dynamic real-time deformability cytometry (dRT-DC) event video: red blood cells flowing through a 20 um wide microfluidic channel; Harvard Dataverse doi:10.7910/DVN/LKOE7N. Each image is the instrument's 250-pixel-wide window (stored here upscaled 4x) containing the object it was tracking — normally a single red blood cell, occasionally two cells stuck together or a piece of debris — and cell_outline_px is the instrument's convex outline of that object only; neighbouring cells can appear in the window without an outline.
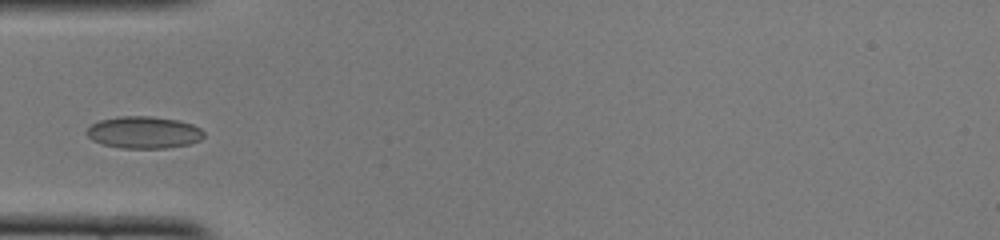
{"species": "common noctule bat (a hibernating species)", "species_latin": "Nyctalus noctula", "temperature_condition": "cold", "stored_images_in_passage": 10, "camera_frame_rate_fps": 3000, "um_per_image_px": 0.085, "animal": {"sex": "female", "body_mass_g": 22.0, "forearm_length_mm": 56.7}, "frame": {"image": 1, "passage_image": 1, "time_ms": 0.0, "image_size_px": [1000, 240], "cell_outline_px": [[204, 136], [200, 140], [188, 144], [164, 148], [120, 148], [104, 144], [92, 140], [84, 132], [92, 124], [100, 120], [120, 116], [152, 116], [180, 120], [192, 124], [200, 128], [204, 132]], "centroid_in_image_um": [12.22, 11.24], "position_along_channel_um": 72.8, "area_um2": 21.91}}
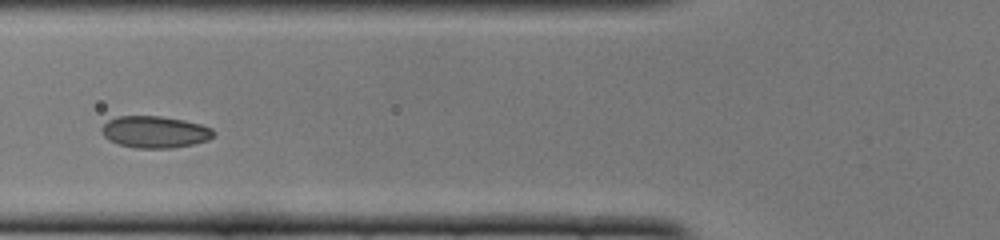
{"frame": {"image": 2, "passage_image": 4, "time_ms": 1.0, "image_size_px": [1000, 240], "cell_outline_px": [[216, 132], [208, 140], [192, 144], [172, 148], [136, 148], [116, 144], [108, 140], [100, 132], [100, 128], [108, 120], [120, 116], [160, 116], [184, 120], [200, 124], [212, 128]], "centroid_in_image_um": [13.13, 11.22], "position_along_channel_um": 112.7, "area_um2": 20.87}}
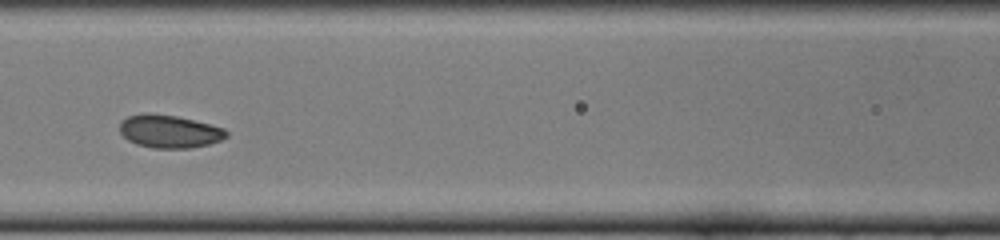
{"frame": {"image": 3, "passage_image": 7, "time_ms": 2.0, "image_size_px": [1000, 240], "cell_outline_px": [[228, 136], [220, 140], [208, 144], [188, 148], [152, 148], [136, 144], [128, 140], [120, 132], [120, 120], [128, 116], [148, 112], [176, 116], [224, 128], [228, 132]], "centroid_in_image_um": [14.36, 11.16], "position_along_channel_um": 152.2, "area_um2": 20.4}}